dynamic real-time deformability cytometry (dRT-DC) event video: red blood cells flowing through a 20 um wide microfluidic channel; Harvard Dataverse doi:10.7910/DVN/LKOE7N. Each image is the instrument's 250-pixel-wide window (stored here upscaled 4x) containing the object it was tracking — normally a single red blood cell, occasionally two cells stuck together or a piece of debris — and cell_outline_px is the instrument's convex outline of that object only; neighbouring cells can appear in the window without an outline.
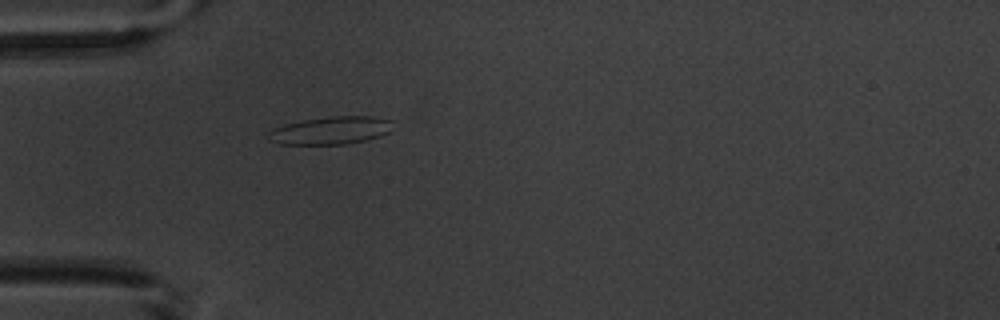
{"species": "common noctule bat (a hibernating species)", "species_latin": "Nyctalus noctula", "temperature_condition": "warm", "stored_images_in_passage": 5, "camera_frame_rate_fps": 3000, "um_per_image_px": 0.085, "animal": {"sex": "male", "body_mass_g": 20.1, "forearm_length_mm": 53.5}, "frame": {"image": 1, "passage_image": 5, "time_ms": 5.333, "image_size_px": [1000, 320], "cell_outline_px": [[392, 120], [388, 132], [380, 136], [348, 144], [280, 144], [268, 140], [268, 132], [284, 124], [304, 120], [332, 116], [372, 116]], "centroid_in_image_um": [28.09, 11.09], "position_along_channel_um": 56.9, "area_um2": 19.94}}